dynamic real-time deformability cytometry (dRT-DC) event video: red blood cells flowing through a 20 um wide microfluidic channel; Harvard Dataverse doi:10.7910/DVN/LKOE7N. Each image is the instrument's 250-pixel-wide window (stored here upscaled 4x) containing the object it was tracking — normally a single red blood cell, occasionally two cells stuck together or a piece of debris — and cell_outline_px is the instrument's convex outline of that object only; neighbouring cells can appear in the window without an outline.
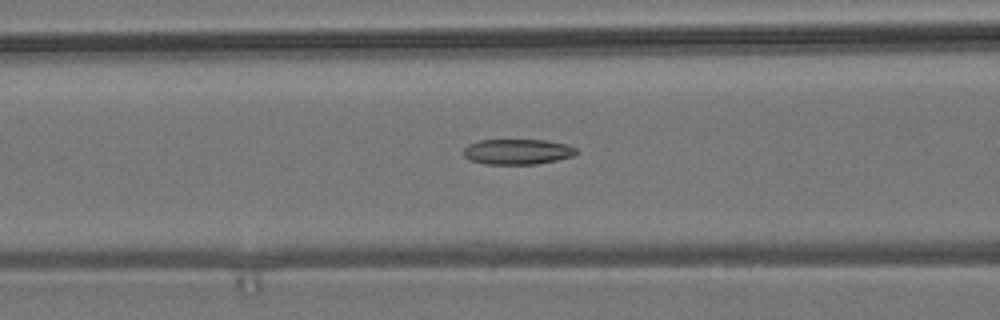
{"species": "common noctule bat (a hibernating species)", "species_latin": "Nyctalus noctula", "temperature_condition": "room temperature", "stored_images_in_passage": 50, "camera_frame_rate_fps": 3000, "um_per_image_px": 0.085, "animal": {"sex": "male", "body_mass_g": 19.2, "forearm_length_mm": 51.8}, "frame": {"image": 1, "passage_image": 17, "time_ms": 5.333, "image_size_px": [1000, 320], "cell_outline_px": [[580, 152], [572, 156], [556, 160], [536, 164], [484, 164], [472, 160], [464, 156], [464, 148], [468, 144], [480, 140], [548, 140], [568, 144], [576, 148]], "centroid_in_image_um": [44.02, 12.89], "position_along_channel_um": 122.6, "area_um2": 16.76}}
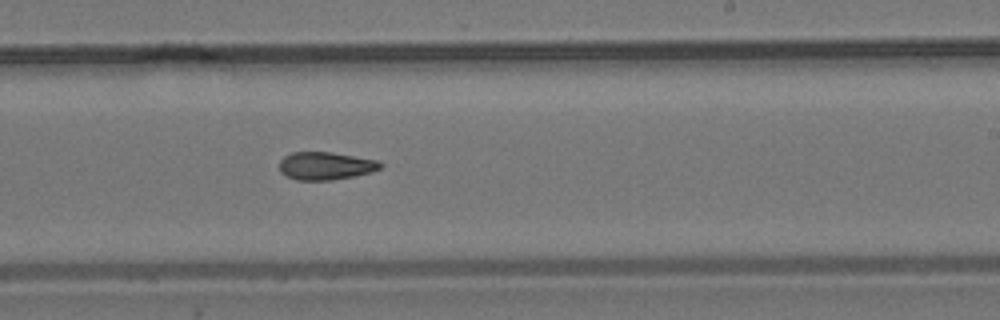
{"frame": {"image": 2, "passage_image": 28, "time_ms": 9.0, "image_size_px": [1000, 320], "cell_outline_px": [[384, 164], [380, 168], [372, 172], [332, 180], [296, 180], [284, 176], [280, 172], [280, 160], [284, 156], [292, 152], [332, 152], [380, 160]], "centroid_in_image_um": [27.68, 14.09], "position_along_channel_um": 261.3, "area_um2": 16.59}}
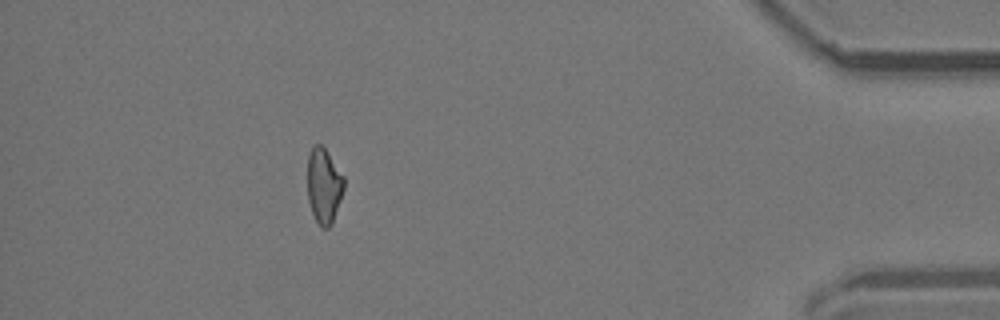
{"frame": {"image": 3, "passage_image": 44, "time_ms": 14.333, "image_size_px": [1000, 320], "cell_outline_px": [[344, 188], [332, 224], [328, 228], [320, 228], [312, 212], [308, 200], [308, 156], [312, 148], [316, 144], [320, 144], [324, 148], [344, 176]], "centroid_in_image_um": [27.53, 15.82], "position_along_channel_um": 407.7, "area_um2": 15.84}, "authors_computed_cell_mechanics": {"area_um2": 16.8198, "velocity_mm_per_s": 3.7853, "shape_relaxation_time_tau1_ms": null, "shape_relaxation_time_tau2_ms": 4.6084, "deformation_change_tau1": null, "deformation_change_tau2": 0.126}}